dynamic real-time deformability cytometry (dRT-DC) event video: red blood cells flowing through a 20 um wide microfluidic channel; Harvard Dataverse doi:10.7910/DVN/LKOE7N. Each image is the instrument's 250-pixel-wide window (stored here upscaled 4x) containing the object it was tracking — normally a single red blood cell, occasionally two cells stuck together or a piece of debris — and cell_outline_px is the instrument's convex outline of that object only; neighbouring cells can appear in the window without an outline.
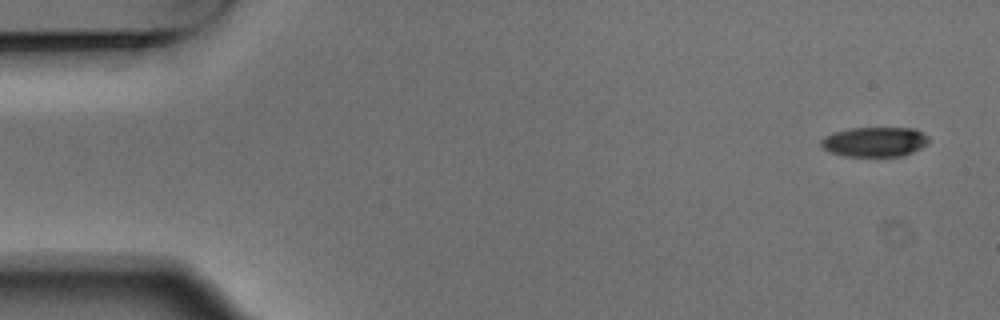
{"species": "Egyptian fruit bat (a non-hibernating species)", "species_latin": "Rousettus aegyptiacus", "temperature_condition": "warm", "stored_images_in_passage": 7, "camera_frame_rate_fps": 3000, "um_per_image_px": 0.085, "animal": {"sex": "male"}, "frame": {"image": 1, "passage_image": 1, "time_ms": 0.0, "image_size_px": [1000, 320], "cell_outline_px": [[932, 140], [928, 144], [912, 152], [900, 156], [844, 156], [832, 152], [824, 148], [820, 144], [820, 140], [824, 136], [836, 132], [852, 128], [916, 128], [928, 136]], "centroid_in_image_um": [74.39, 12.05], "position_along_channel_um": 10.6, "area_um2": 18.67}}
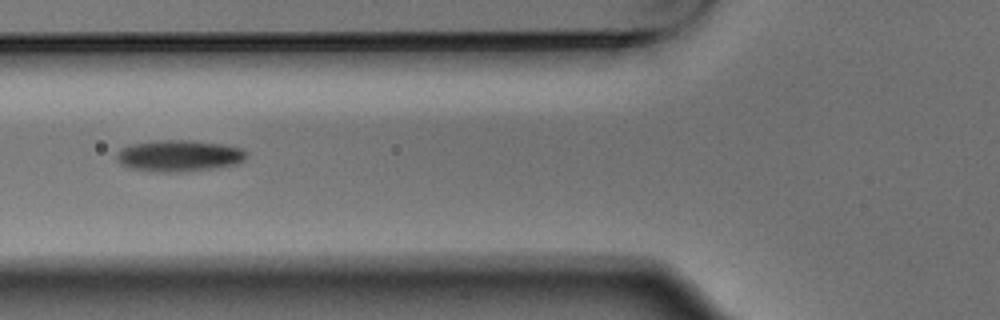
{"frame": {"image": 2, "passage_image": 6, "time_ms": 1.667, "image_size_px": [1000, 320], "cell_outline_px": [[248, 156], [244, 160], [236, 164], [212, 168], [180, 172], [164, 172], [132, 168], [120, 164], [116, 160], [116, 156], [120, 148], [132, 144], [156, 140], [188, 140], [224, 144], [244, 148], [248, 152]], "centroid_in_image_um": [15.25, 13.23], "position_along_channel_um": 110.5, "area_um2": 23.87}}
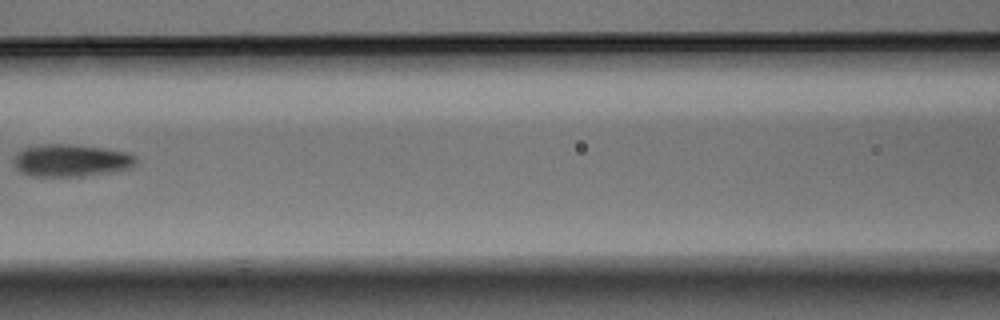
{"frame": {"image": 3, "passage_image": 7, "time_ms": 2.0, "image_size_px": [1000, 320], "cell_outline_px": [[136, 164], [132, 168], [112, 172], [84, 176], [32, 176], [20, 172], [16, 168], [12, 160], [16, 152], [24, 148], [44, 144], [72, 144], [100, 148], [124, 152], [136, 156]], "centroid_in_image_um": [6.01, 13.65], "position_along_channel_um": 160.6, "area_um2": 23.12}}